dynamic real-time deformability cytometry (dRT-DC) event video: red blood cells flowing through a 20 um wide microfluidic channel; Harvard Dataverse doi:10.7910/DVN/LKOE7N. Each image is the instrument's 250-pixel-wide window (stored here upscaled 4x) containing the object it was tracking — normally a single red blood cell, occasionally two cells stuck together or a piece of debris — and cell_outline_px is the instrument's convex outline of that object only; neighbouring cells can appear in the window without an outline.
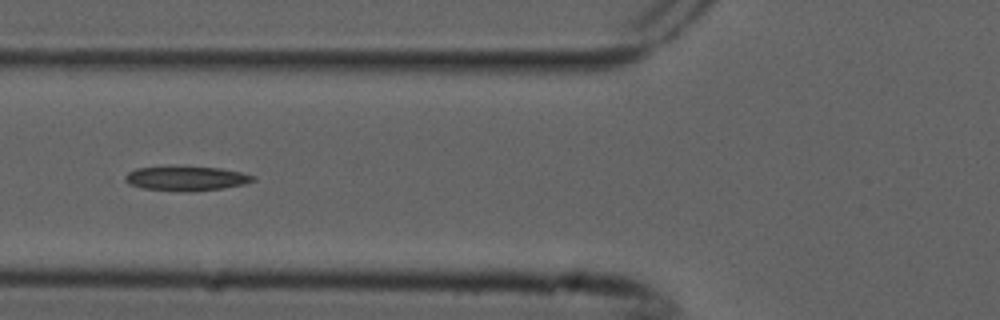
{"species": "common noctule bat (a hibernating species)", "species_latin": "Nyctalus noctula", "temperature_condition": "cold", "stored_images_in_passage": 9, "camera_frame_rate_fps": 3000, "um_per_image_px": 0.085, "animal": {"sex": "male", "forearm_length_mm": 52.5}, "frame": {"image": 1, "passage_image": 6, "time_ms": 1.667, "image_size_px": [1000, 320], "cell_outline_px": [[256, 180], [244, 184], [224, 188], [188, 192], [184, 192], [144, 188], [128, 184], [120, 180], [128, 172], [136, 168], [168, 164], [172, 164], [220, 168], [240, 172], [256, 176]], "centroid_in_image_um": [15.75, 15.13], "position_along_channel_um": 110.0, "area_um2": 19.19}}
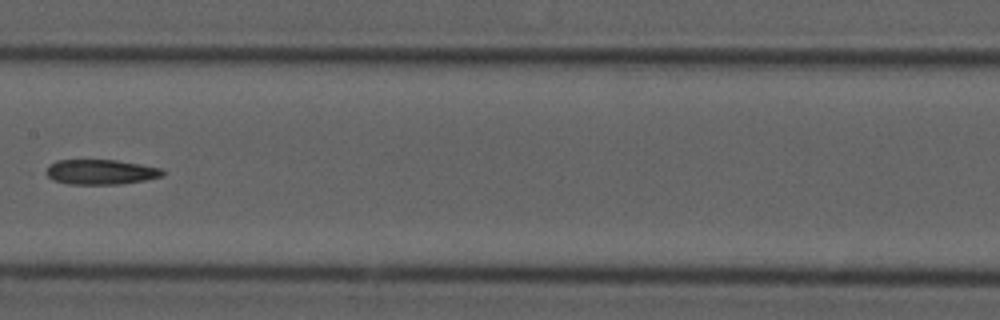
{"frame": {"image": 2, "passage_image": 8, "time_ms": 2.333, "image_size_px": [1000, 320], "cell_outline_px": [[164, 176], [144, 180], [120, 184], [68, 184], [52, 180], [48, 176], [48, 164], [56, 160], [116, 160], [164, 168]], "centroid_in_image_um": [8.59, 14.61], "position_along_channel_um": 198.8, "area_um2": 16.99}}
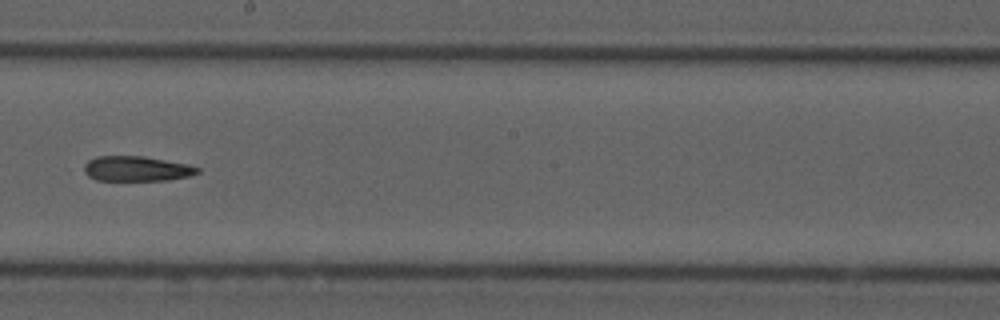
{"frame": {"image": 3, "passage_image": 9, "time_ms": 2.667, "image_size_px": [1000, 320], "cell_outline_px": [[200, 172], [192, 176], [168, 180], [96, 180], [88, 176], [84, 172], [84, 164], [88, 160], [96, 156], [144, 156], [188, 164], [200, 168]], "centroid_in_image_um": [11.63, 14.34], "position_along_channel_um": 236.6, "area_um2": 16.7}}